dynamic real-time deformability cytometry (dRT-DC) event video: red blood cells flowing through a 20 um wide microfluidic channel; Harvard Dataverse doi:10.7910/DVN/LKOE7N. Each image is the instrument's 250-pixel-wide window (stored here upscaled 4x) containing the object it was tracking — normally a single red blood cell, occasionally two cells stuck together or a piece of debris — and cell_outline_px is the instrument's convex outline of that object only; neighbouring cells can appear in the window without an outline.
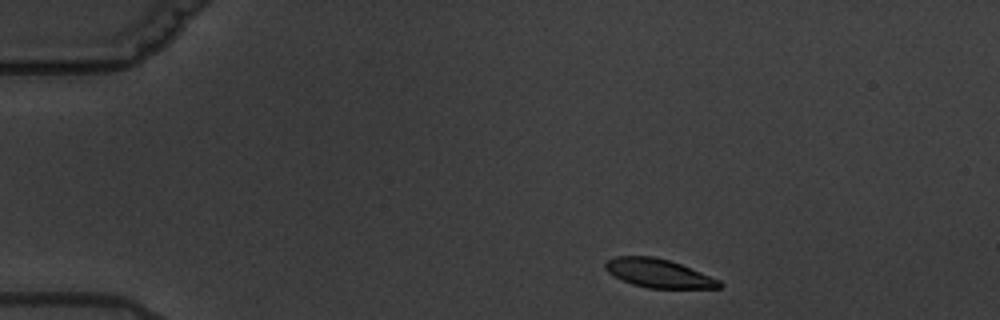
{"species": "common noctule bat (a hibernating species)", "species_latin": "Nyctalus noctula", "temperature_condition": "warm", "stored_images_in_passage": 3, "camera_frame_rate_fps": 3000, "um_per_image_px": 0.085, "animal": {"sex": "male", "body_mass_g": 19.5, "forearm_length_mm": 54.6}, "frame": {"image": 1, "passage_image": 1, "time_ms": 0.0, "image_size_px": [1000, 320], "cell_outline_px": [[724, 284], [720, 288], [648, 288], [632, 284], [608, 272], [604, 268], [604, 264], [608, 260], [616, 256], [652, 256], [668, 260], [680, 264], [720, 280]], "centroid_in_image_um": [55.98, 23.23], "position_along_channel_um": 29.0, "area_um2": 18.79}}